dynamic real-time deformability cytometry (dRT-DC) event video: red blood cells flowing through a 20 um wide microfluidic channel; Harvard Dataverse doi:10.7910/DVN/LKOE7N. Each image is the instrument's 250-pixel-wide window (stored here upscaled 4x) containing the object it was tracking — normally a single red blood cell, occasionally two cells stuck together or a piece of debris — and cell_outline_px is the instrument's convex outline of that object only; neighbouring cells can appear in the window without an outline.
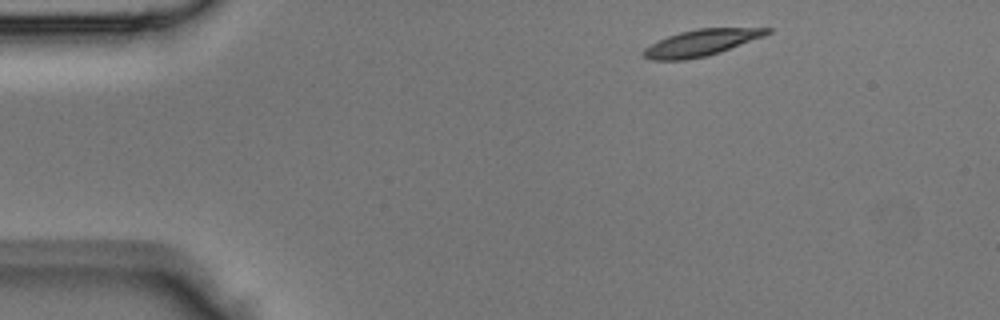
{"species": "Egyptian fruit bat (a non-hibernating species)", "species_latin": "Rousettus aegyptiacus", "temperature_condition": "room temperature", "stored_images_in_passage": 38, "camera_frame_rate_fps": 3000, "um_per_image_px": 0.085, "animal": {"sex": "male"}, "frame": {"image": 1, "passage_image": 1, "time_ms": 0.0, "image_size_px": [1000, 320], "cell_outline_px": [[772, 32], [764, 36], [720, 52], [708, 56], [688, 60], [648, 60], [640, 52], [644, 48], [668, 36], [680, 32], [700, 28], [772, 28]], "centroid_in_image_um": [59.59, 3.65], "position_along_channel_um": 25.4, "area_um2": 19.02}}
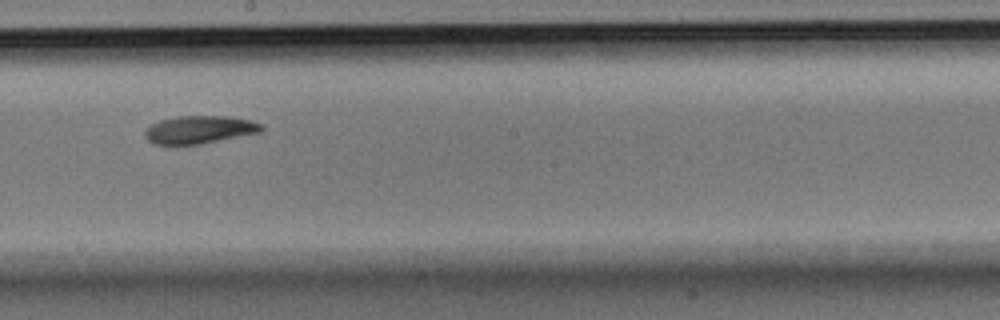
{"frame": {"image": 2, "passage_image": 19, "time_ms": 6.0, "image_size_px": [1000, 320], "cell_outline_px": [[264, 132], [200, 144], [152, 144], [144, 136], [144, 132], [152, 124], [160, 120], [176, 116], [228, 116], [252, 120], [264, 124]], "centroid_in_image_um": [17.02, 11.01], "position_along_channel_um": 231.2, "area_um2": 19.13}}
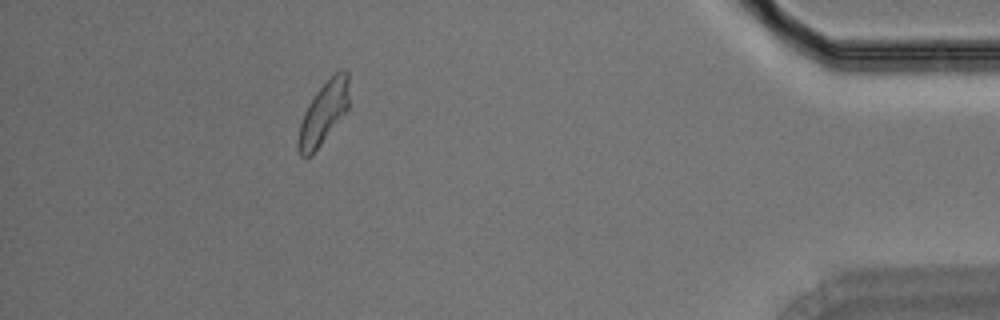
{"frame": {"image": 3, "passage_image": 34, "time_ms": 11.0, "image_size_px": [1000, 320], "cell_outline_px": [[348, 108], [320, 144], [308, 156], [300, 156], [296, 148], [296, 140], [300, 124], [304, 112], [308, 104], [316, 92], [340, 68], [344, 68], [348, 72]], "centroid_in_image_um": [27.47, 9.58], "position_along_channel_um": 407.7, "area_um2": 18.03}}